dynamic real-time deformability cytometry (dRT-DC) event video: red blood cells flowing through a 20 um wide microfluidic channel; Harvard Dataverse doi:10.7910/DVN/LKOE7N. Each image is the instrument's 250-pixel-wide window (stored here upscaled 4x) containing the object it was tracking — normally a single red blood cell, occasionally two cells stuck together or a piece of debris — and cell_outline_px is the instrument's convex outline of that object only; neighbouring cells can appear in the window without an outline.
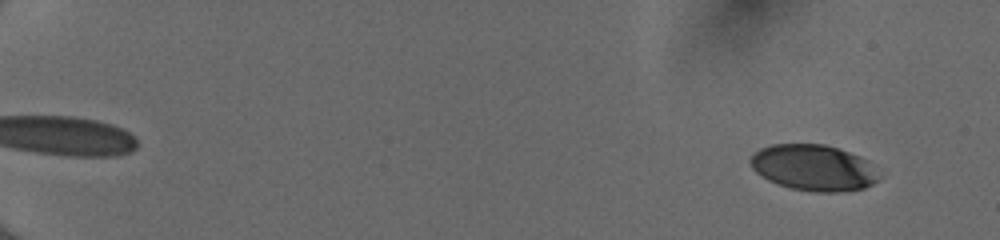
{"species": "human", "species_latin": "Homo sapiens", "temperature_condition": "cold", "stored_images_in_passage": 53, "camera_frame_rate_fps": 3000, "um_per_image_px": 0.085, "donor": {"sex": "female"}, "frame": {"image": 1, "passage_image": 4, "time_ms": 1.0, "image_size_px": [1000, 240], "cell_outline_px": [[884, 176], [880, 180], [864, 188], [844, 192], [816, 192], [792, 188], [776, 184], [768, 180], [756, 172], [752, 168], [748, 160], [752, 152], [760, 148], [772, 144], [824, 144], [860, 156], [868, 160]], "centroid_in_image_um": [69.18, 14.26], "position_along_channel_um": 15.8, "area_um2": 35.08}}
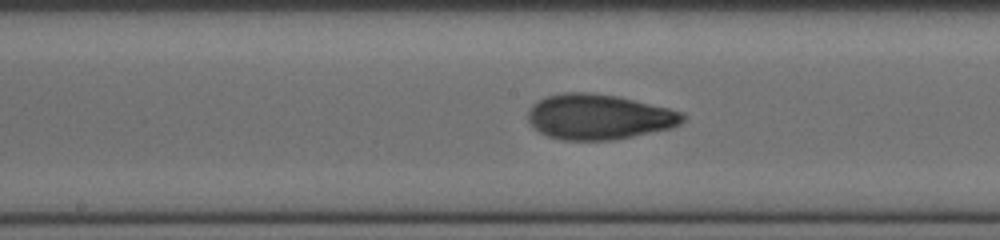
{"frame": {"image": 2, "passage_image": 31, "time_ms": 10.0, "image_size_px": [1000, 240], "cell_outline_px": [[684, 120], [680, 124], [672, 128], [612, 140], [560, 140], [548, 136], [540, 132], [528, 120], [528, 112], [532, 104], [536, 100], [544, 96], [564, 92], [588, 92], [620, 96], [668, 108], [680, 112], [684, 116]], "centroid_in_image_um": [50.87, 9.92], "position_along_channel_um": 197.3, "area_um2": 40.92}}
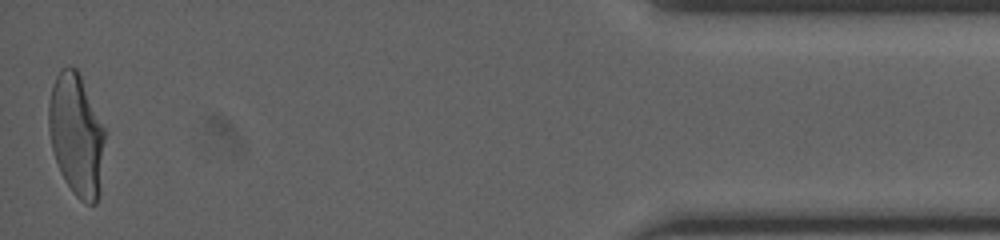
{"frame": {"image": 3, "passage_image": 53, "time_ms": 17.333, "image_size_px": [1000, 240], "cell_outline_px": [[104, 140], [100, 196], [96, 204], [88, 204], [80, 200], [72, 192], [64, 180], [60, 172], [52, 148], [48, 128], [48, 104], [52, 84], [60, 68], [68, 64], [76, 68], [80, 76], [104, 128]], "centroid_in_image_um": [6.47, 11.48], "position_along_channel_um": 428.7, "area_um2": 40.0}, "authors_computed_cell_mechanics": {"area_um2": 39.015, "velocity_mm_per_s": 4.0607, "shape_relaxation_time_tau1_ms": 4.0812, "shape_relaxation_time_tau2_ms": 1.2538, "deformation_change_tau1": 0.1971, "deformation_change_tau2": 0.0656}}